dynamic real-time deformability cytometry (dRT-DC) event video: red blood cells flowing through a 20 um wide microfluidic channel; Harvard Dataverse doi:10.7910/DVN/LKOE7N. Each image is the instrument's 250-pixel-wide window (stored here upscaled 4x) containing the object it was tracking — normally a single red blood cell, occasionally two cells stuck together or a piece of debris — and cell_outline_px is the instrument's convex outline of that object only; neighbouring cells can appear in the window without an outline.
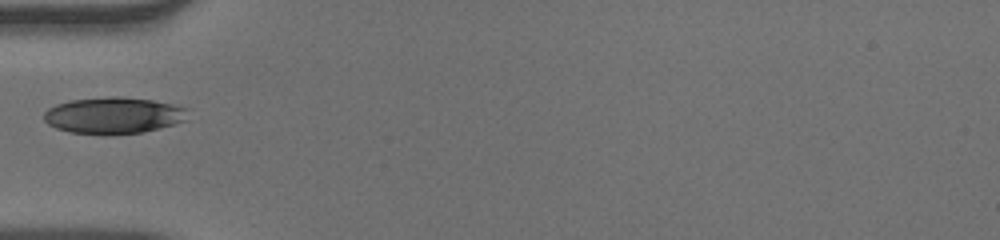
{"species": "human", "species_latin": "Homo sapiens", "temperature_condition": "warm", "stored_images_in_passage": 35, "camera_frame_rate_fps": 3000, "um_per_image_px": 0.085, "donor": {"sex": "male"}, "frame": {"image": 1, "passage_image": 1, "time_ms": 0.0, "image_size_px": [1000, 240], "cell_outline_px": [[188, 120], [144, 132], [104, 136], [68, 132], [56, 128], [48, 124], [44, 120], [44, 112], [48, 108], [56, 104], [68, 100], [112, 96], [120, 96], [152, 100], [172, 104], [188, 108]], "centroid_in_image_um": [9.64, 9.82], "position_along_channel_um": 75.4, "area_um2": 31.21}}
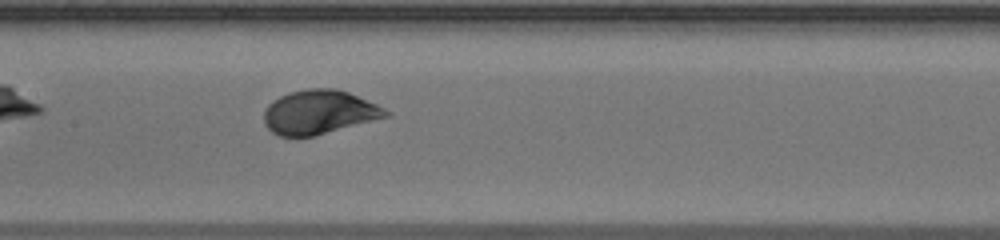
{"frame": {"image": 2, "passage_image": 9, "time_ms": 2.667, "image_size_px": [1000, 240], "cell_outline_px": [[392, 116], [312, 136], [280, 136], [272, 132], [264, 124], [264, 112], [268, 104], [272, 100], [288, 92], [308, 88], [336, 88], [348, 92], [376, 104], [392, 112]], "centroid_in_image_um": [27.13, 9.52], "position_along_channel_um": 180.3, "area_um2": 31.33}}
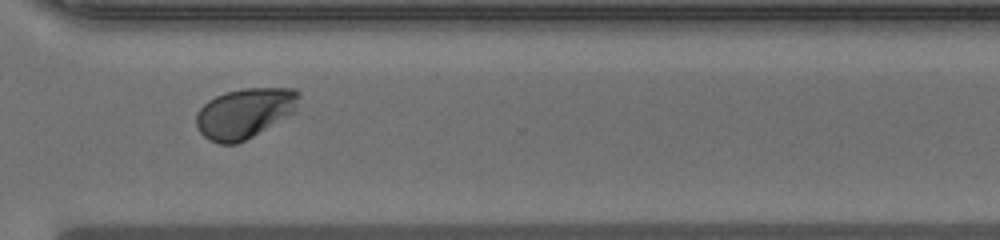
{"frame": {"image": 3, "passage_image": 22, "time_ms": 7.0, "image_size_px": [1000, 240], "cell_outline_px": [[300, 96], [296, 112], [252, 136], [236, 144], [220, 144], [208, 140], [200, 132], [196, 124], [196, 112], [208, 100], [224, 92], [244, 88], [296, 88], [300, 92]], "centroid_in_image_um": [20.81, 9.6], "position_along_channel_um": 349.8, "area_um2": 30.17}}